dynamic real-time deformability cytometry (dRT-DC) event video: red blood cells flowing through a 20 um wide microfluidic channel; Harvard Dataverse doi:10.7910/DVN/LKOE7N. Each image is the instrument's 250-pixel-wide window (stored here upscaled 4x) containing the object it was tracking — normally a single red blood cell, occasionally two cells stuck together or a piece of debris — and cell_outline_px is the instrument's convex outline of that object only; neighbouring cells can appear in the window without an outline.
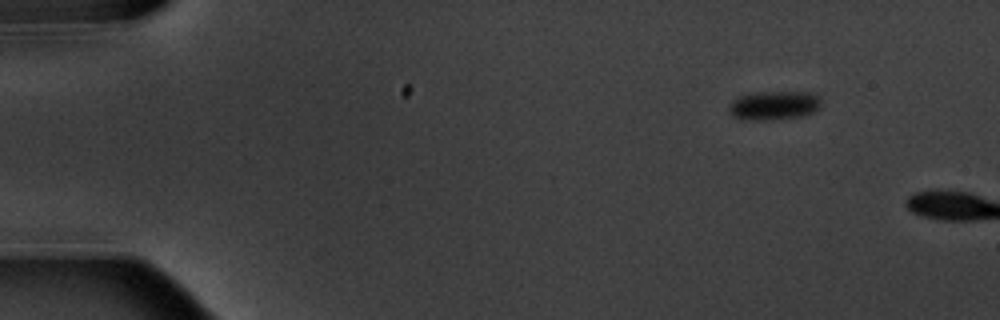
{"species": "common noctule bat (a hibernating species)", "species_latin": "Nyctalus noctula", "temperature_condition": "warm", "stored_images_in_passage": 2, "camera_frame_rate_fps": 3000, "um_per_image_px": 0.085, "animal": {"sex": "male", "body_mass_g": 20.1, "forearm_length_mm": 53.5}, "frame": {"image": 1, "passage_image": 1, "time_ms": 0.0, "image_size_px": [1000, 320], "cell_outline_px": [[820, 108], [812, 112], [800, 116], [764, 120], [744, 120], [732, 116], [728, 108], [732, 100], [740, 96], [760, 92], [812, 92], [820, 96]], "centroid_in_image_um": [65.79, 8.95], "position_along_channel_um": 19.2, "area_um2": 15.49}}